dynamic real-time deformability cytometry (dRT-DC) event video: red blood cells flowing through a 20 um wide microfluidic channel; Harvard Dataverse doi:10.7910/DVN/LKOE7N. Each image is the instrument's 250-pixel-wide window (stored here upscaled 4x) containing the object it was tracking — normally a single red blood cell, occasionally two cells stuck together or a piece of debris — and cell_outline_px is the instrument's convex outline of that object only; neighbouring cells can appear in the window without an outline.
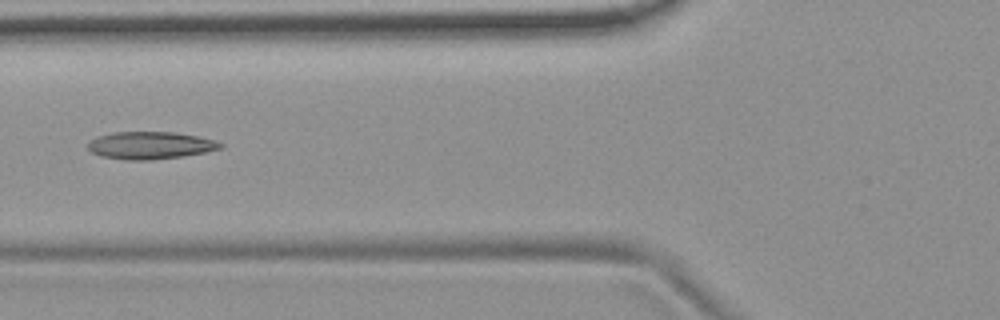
{"species": "common noctule bat (a hibernating species)", "species_latin": "Nyctalus noctula", "temperature_condition": "room temperature", "stored_images_in_passage": 6, "camera_frame_rate_fps": 3000, "um_per_image_px": 0.085, "animal": {"sex": "female", "body_mass_g": 19.9}, "frame": {"image": 1, "passage_image": 6, "time_ms": 1.667, "image_size_px": [1000, 320], "cell_outline_px": [[224, 148], [208, 152], [184, 156], [152, 160], [124, 160], [100, 156], [92, 152], [88, 148], [88, 144], [96, 136], [112, 132], [172, 132], [196, 136], [216, 140], [224, 144]], "centroid_in_image_um": [12.81, 12.36], "position_along_channel_um": 113.0, "area_um2": 21.39}}